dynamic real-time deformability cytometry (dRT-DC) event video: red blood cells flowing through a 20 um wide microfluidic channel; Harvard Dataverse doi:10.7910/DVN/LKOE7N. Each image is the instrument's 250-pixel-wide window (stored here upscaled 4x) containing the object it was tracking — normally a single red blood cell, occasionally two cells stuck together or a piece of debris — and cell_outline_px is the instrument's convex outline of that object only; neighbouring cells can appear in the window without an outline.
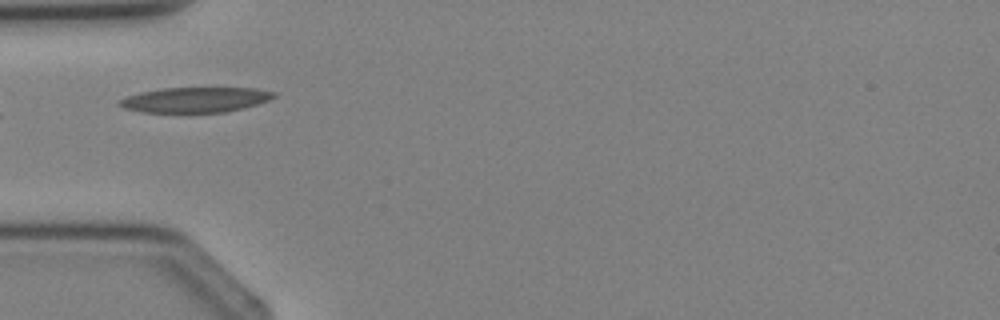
{"species": "Egyptian fruit bat (a non-hibernating species)", "species_latin": "Rousettus aegyptiacus", "temperature_condition": "cold", "stored_images_in_passage": 3, "camera_frame_rate_fps": 3000, "um_per_image_px": 0.085, "animal": {"sex": "female"}, "frame": {"image": 1, "passage_image": 3, "time_ms": 3.0, "image_size_px": [1000, 320], "cell_outline_px": [[276, 96], [268, 100], [244, 108], [224, 112], [140, 112], [124, 108], [116, 104], [120, 100], [128, 96], [140, 92], [160, 88], [256, 88], [276, 92]], "centroid_in_image_um": [16.59, 8.48], "position_along_channel_um": 68.4, "area_um2": 22.6}}